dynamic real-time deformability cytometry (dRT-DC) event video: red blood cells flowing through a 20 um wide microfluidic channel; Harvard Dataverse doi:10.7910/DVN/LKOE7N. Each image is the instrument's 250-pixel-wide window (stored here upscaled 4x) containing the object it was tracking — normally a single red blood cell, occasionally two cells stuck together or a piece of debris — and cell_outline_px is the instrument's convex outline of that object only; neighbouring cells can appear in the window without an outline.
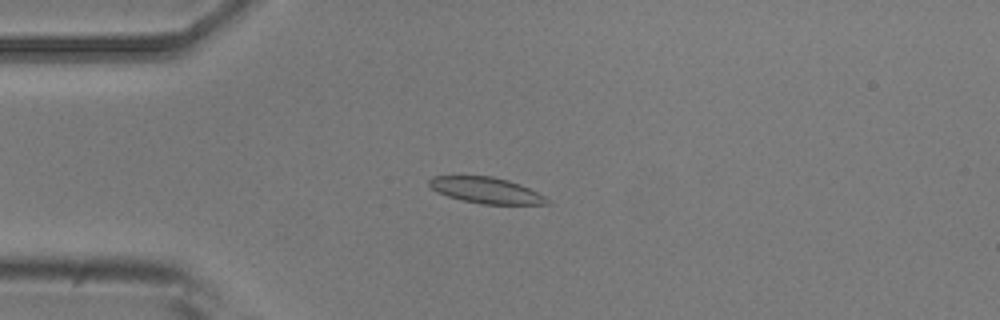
{"species": "common noctule bat (a hibernating species)", "species_latin": "Nyctalus noctula", "temperature_condition": "room temperature", "stored_images_in_passage": 7, "camera_frame_rate_fps": 3000, "um_per_image_px": 0.085, "animal": {"sex": "male", "body_mass_g": 20.5, "forearm_length_mm": 52.5}, "frame": {"image": 1, "passage_image": 4, "time_ms": 3.667, "image_size_px": [1000, 320], "cell_outline_px": [[548, 204], [480, 204], [448, 196], [436, 192], [428, 184], [428, 180], [432, 176], [492, 176], [508, 180], [520, 184], [544, 196], [548, 200]], "centroid_in_image_um": [41.28, 16.17], "position_along_channel_um": 43.7, "area_um2": 17.69}}
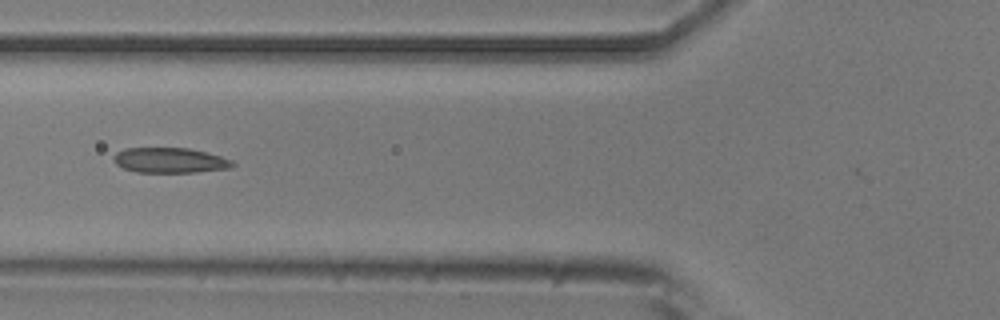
{"frame": {"image": 2, "passage_image": 6, "time_ms": 6.0, "image_size_px": [1000, 320], "cell_outline_px": [[236, 164], [232, 168], [196, 172], [136, 172], [124, 168], [116, 164], [112, 160], [112, 156], [116, 152], [124, 148], [188, 148], [208, 152], [232, 160]], "centroid_in_image_um": [14.44, 13.62], "position_along_channel_um": 111.4, "area_um2": 17.63}}
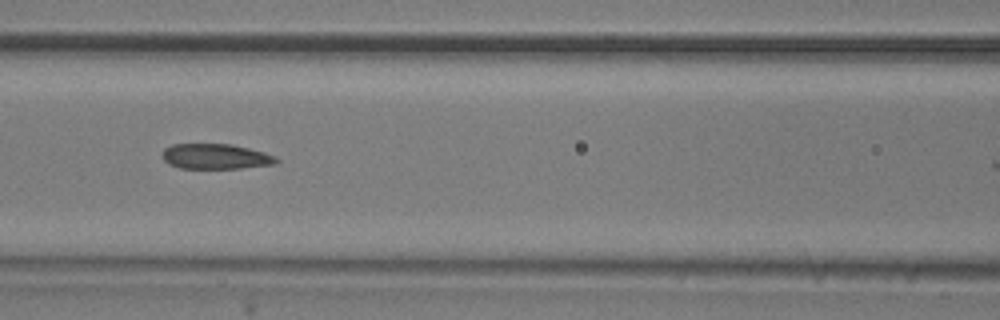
{"frame": {"image": 3, "passage_image": 7, "time_ms": 7.0, "image_size_px": [1000, 320], "cell_outline_px": [[280, 160], [276, 164], [240, 168], [180, 168], [168, 164], [160, 156], [164, 148], [172, 144], [232, 144], [264, 152], [276, 156]], "centroid_in_image_um": [18.31, 13.3], "position_along_channel_um": 148.3, "area_um2": 16.94}}